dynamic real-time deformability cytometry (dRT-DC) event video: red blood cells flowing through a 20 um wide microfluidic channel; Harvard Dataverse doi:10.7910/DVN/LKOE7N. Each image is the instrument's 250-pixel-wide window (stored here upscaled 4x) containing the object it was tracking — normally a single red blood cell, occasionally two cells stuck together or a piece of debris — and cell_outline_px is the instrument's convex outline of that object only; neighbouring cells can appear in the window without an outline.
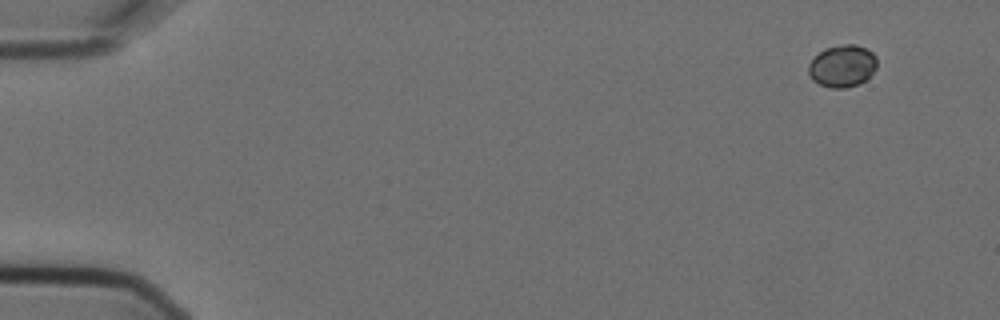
{"species": "Egyptian fruit bat (a non-hibernating species)", "species_latin": "Rousettus aegyptiacus", "temperature_condition": "cold", "stored_images_in_passage": 4, "camera_frame_rate_fps": 3000, "um_per_image_px": 0.085, "animal": {"sex": "female"}, "frame": {"image": 1, "passage_image": 1, "time_ms": 0.0, "image_size_px": [1000, 320], "cell_outline_px": [[876, 68], [860, 84], [844, 88], [832, 88], [820, 84], [812, 80], [808, 72], [808, 64], [824, 48], [844, 44], [856, 44], [872, 52], [876, 56]], "centroid_in_image_um": [71.59, 5.61], "position_along_channel_um": 13.4, "area_um2": 16.7}}
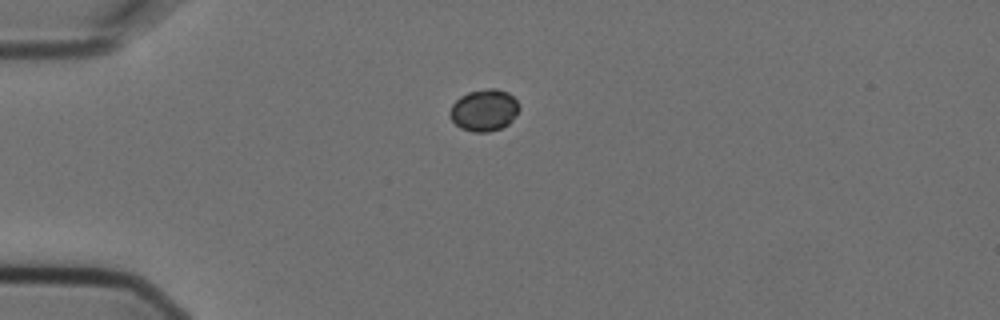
{"frame": {"image": 2, "passage_image": 4, "time_ms": 1.0, "image_size_px": [1000, 320], "cell_outline_px": [[520, 108], [516, 116], [508, 124], [500, 128], [488, 132], [472, 132], [460, 128], [452, 120], [448, 112], [452, 104], [460, 96], [468, 92], [488, 88], [496, 88], [508, 92], [520, 104]], "centroid_in_image_um": [41.15, 9.36], "position_along_channel_um": 43.8, "area_um2": 17.05}}